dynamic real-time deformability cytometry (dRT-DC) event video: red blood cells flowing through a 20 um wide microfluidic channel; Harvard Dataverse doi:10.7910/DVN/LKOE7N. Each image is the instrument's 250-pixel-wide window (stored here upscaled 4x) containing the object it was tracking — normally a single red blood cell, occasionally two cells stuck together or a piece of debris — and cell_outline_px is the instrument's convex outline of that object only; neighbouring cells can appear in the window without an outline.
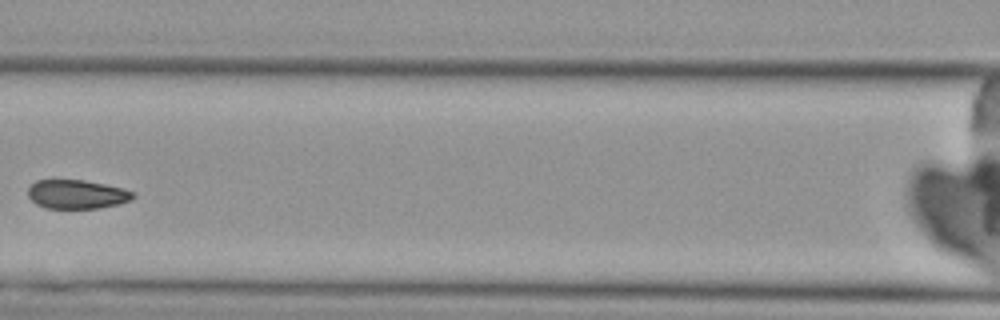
{"species": "Egyptian fruit bat (a non-hibernating species)", "species_latin": "Rousettus aegyptiacus", "temperature_condition": "cold", "stored_images_in_passage": 3, "camera_frame_rate_fps": 3000, "um_per_image_px": 0.085, "animal": {"sex": "female"}, "frame": {"image": 1, "passage_image": 3, "time_ms": 2.333, "image_size_px": [1000, 320], "cell_outline_px": [[136, 196], [132, 200], [100, 208], [48, 208], [36, 204], [28, 196], [28, 188], [36, 180], [84, 180], [124, 188], [136, 192]], "centroid_in_image_um": [6.57, 16.51], "position_along_channel_um": 160.0, "area_um2": 17.74}}